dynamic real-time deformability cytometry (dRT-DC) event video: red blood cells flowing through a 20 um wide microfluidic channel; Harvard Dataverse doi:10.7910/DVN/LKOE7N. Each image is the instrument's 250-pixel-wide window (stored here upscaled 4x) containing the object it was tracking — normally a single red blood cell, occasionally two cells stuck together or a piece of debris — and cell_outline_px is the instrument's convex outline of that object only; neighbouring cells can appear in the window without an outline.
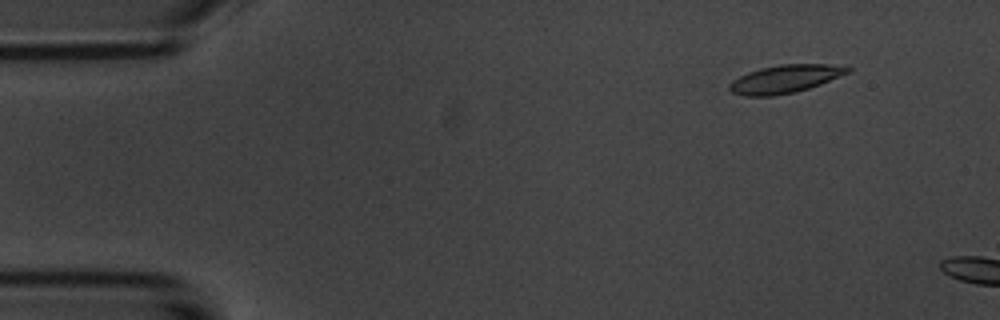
{"species": "common noctule bat (a hibernating species)", "species_latin": "Nyctalus noctula", "temperature_condition": "room temperature", "stored_images_in_passage": 3, "camera_frame_rate_fps": 3000, "um_per_image_px": 0.085, "animal": {"sex": "male", "body_mass_g": 20.1, "forearm_length_mm": 53.5}, "frame": {"image": 1, "passage_image": 2, "time_ms": 1.333, "image_size_px": [1000, 320], "cell_outline_px": [[852, 68], [848, 72], [820, 84], [808, 88], [792, 92], [772, 96], [744, 96], [732, 92], [728, 88], [728, 84], [732, 80], [748, 72], [760, 68], [780, 64], [844, 64]], "centroid_in_image_um": [66.72, 6.69], "position_along_channel_um": 18.3, "area_um2": 19.25}}